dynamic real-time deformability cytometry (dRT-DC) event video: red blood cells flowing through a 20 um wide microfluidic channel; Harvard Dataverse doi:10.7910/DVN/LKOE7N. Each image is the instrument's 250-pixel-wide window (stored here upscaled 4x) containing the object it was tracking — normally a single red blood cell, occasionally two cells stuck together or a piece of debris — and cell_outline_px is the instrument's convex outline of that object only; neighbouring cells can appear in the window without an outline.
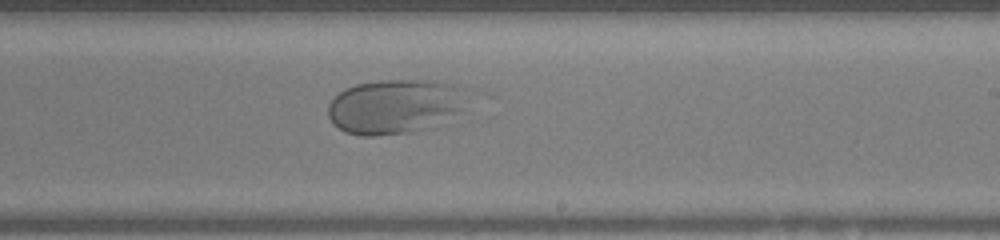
{"species": "human", "species_latin": "Homo sapiens", "temperature_condition": "warm", "stored_images_in_passage": 43, "camera_frame_rate_fps": 3000, "um_per_image_px": 0.085, "donor": {"sex": "female"}, "frame": {"image": 1, "passage_image": 25, "time_ms": 8.0, "image_size_px": [1000, 240], "cell_outline_px": [[464, 88], [460, 108], [436, 128], [408, 132], [372, 136], [360, 136], [344, 132], [332, 124], [328, 116], [328, 104], [344, 88], [356, 84], [380, 80], [436, 80], [460, 84]], "centroid_in_image_um": [33.52, 9.05], "position_along_channel_um": 255.5, "area_um2": 44.45}}